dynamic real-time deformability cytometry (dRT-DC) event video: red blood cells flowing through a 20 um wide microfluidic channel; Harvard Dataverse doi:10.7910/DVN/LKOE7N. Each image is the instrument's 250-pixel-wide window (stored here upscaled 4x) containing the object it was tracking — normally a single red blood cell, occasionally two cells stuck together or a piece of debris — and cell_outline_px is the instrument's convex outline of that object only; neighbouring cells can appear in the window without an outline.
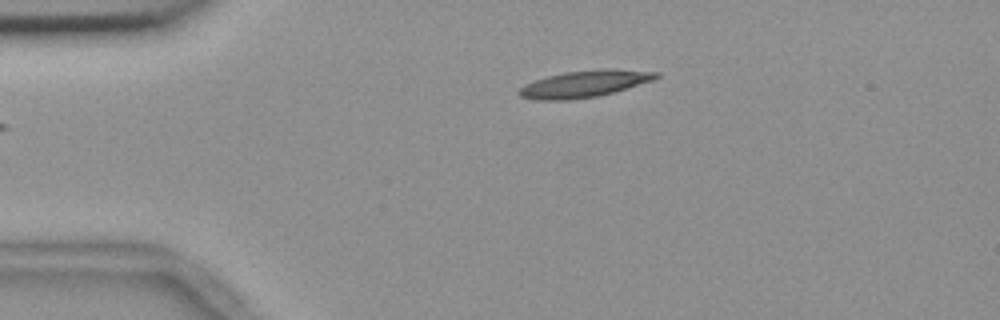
{"species": "common noctule bat (a hibernating species)", "species_latin": "Nyctalus noctula", "temperature_condition": "room temperature", "stored_images_in_passage": 38, "camera_frame_rate_fps": 3000, "um_per_image_px": 0.085, "animal": {"sex": "female", "body_mass_g": 18.4}, "frame": {"image": 1, "passage_image": 1, "time_ms": 0.0, "image_size_px": [1000, 320], "cell_outline_px": [[660, 76], [652, 80], [612, 92], [596, 96], [568, 100], [536, 100], [520, 96], [520, 88], [524, 84], [548, 76], [564, 72], [600, 68], [660, 72]], "centroid_in_image_um": [49.66, 7.12], "position_along_channel_um": 35.3, "area_um2": 21.04}}
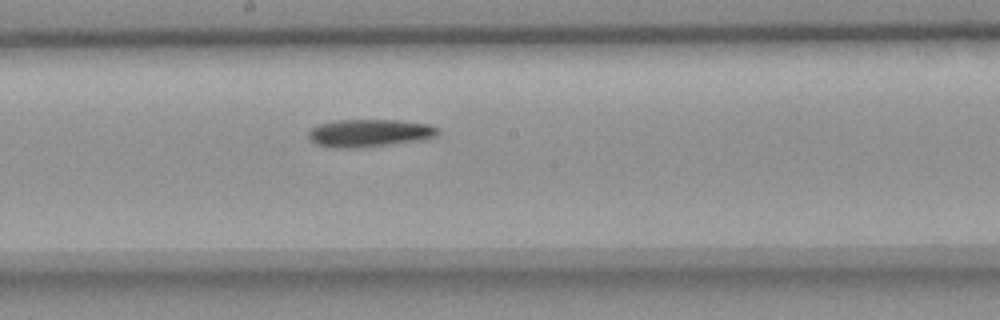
{"frame": {"image": 2, "passage_image": 19, "time_ms": 6.0, "image_size_px": [1000, 320], "cell_outline_px": [[440, 132], [436, 136], [420, 140], [360, 148], [336, 148], [316, 144], [308, 136], [308, 132], [312, 128], [320, 124], [336, 120], [396, 120], [428, 124], [440, 128]], "centroid_in_image_um": [31.42, 11.31], "position_along_channel_um": 216.8, "area_um2": 20.81}}
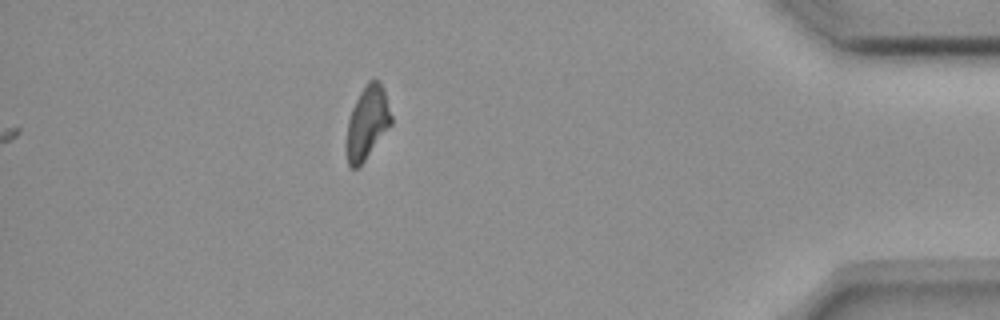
{"frame": {"image": 3, "passage_image": 38, "time_ms": 12.333, "image_size_px": [1000, 320], "cell_outline_px": [[392, 124], [364, 160], [356, 168], [352, 168], [348, 164], [344, 148], [344, 144], [348, 120], [352, 108], [360, 92], [368, 80], [380, 80], [392, 116]], "centroid_in_image_um": [31.18, 10.44], "position_along_channel_um": 404.0, "area_um2": 19.07}}